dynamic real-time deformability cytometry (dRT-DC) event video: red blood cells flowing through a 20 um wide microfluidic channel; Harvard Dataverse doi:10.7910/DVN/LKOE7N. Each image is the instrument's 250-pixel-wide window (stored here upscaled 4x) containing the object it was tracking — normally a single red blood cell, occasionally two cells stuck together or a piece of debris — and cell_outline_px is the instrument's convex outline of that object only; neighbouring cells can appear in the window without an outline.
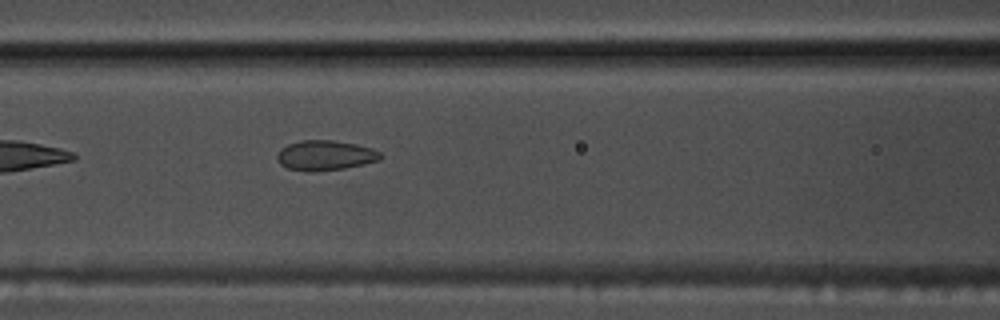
{"species": "common noctule bat (a hibernating species)", "species_latin": "Nyctalus noctula", "temperature_condition": "warm", "stored_images_in_passage": 37, "camera_frame_rate_fps": 3000, "um_per_image_px": 0.085, "animal": {"sex": "male", "body_mass_g": 17.5, "forearm_length_mm": 52.3}, "frame": {"image": 1, "passage_image": 6, "time_ms": 1.667, "image_size_px": [1000, 320], "cell_outline_px": [[384, 156], [380, 160], [364, 164], [344, 168], [312, 172], [308, 172], [288, 168], [280, 164], [276, 156], [280, 148], [288, 144], [300, 140], [332, 140], [356, 144], [372, 148], [380, 152]], "centroid_in_image_um": [27.65, 13.2], "position_along_channel_um": 139.0, "area_um2": 18.21}}